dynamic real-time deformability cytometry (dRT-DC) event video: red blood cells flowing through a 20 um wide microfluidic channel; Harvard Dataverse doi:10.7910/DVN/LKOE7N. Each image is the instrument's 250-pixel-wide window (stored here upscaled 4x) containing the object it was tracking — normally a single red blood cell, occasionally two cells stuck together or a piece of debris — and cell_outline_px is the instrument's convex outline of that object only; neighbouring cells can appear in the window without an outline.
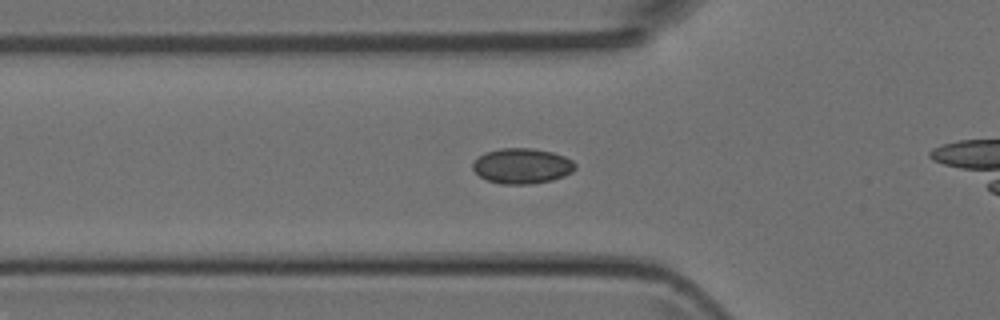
{"species": "Egyptian fruit bat (a non-hibernating species)", "species_latin": "Rousettus aegyptiacus", "temperature_condition": "room temperature", "stored_images_in_passage": 33, "camera_frame_rate_fps": 3000, "um_per_image_px": 0.085, "animal": {"sex": "female"}, "frame": {"image": 1, "passage_image": 10, "time_ms": 3.0, "image_size_px": [1000, 320], "cell_outline_px": [[576, 168], [572, 172], [564, 176], [552, 180], [532, 184], [500, 184], [488, 180], [480, 176], [472, 168], [472, 164], [484, 152], [500, 148], [532, 148], [552, 152], [564, 156], [572, 160], [576, 164]], "centroid_in_image_um": [44.39, 14.1], "position_along_channel_um": 81.4, "area_um2": 21.15}}
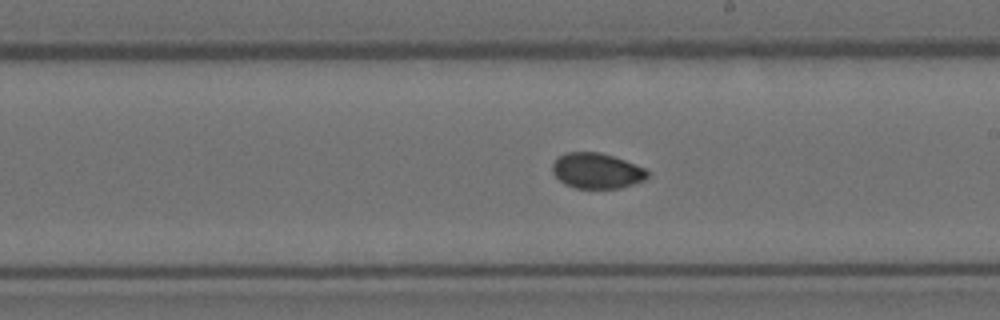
{"frame": {"image": 2, "passage_image": 21, "time_ms": 6.667, "image_size_px": [1000, 320], "cell_outline_px": [[648, 176], [644, 180], [620, 188], [576, 188], [564, 184], [552, 172], [552, 164], [556, 156], [564, 152], [600, 152], [624, 160], [644, 168], [648, 172]], "centroid_in_image_um": [50.67, 14.51], "position_along_channel_um": 238.3, "area_um2": 19.65}}
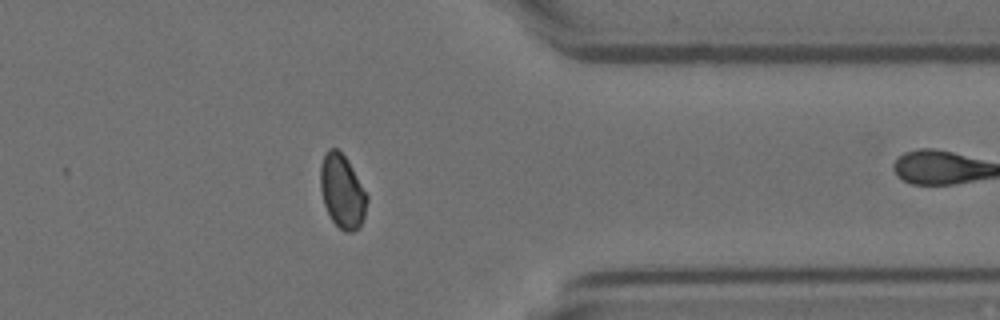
{"frame": {"image": 3, "passage_image": 32, "time_ms": 10.333, "image_size_px": [1000, 320], "cell_outline_px": [[368, 200], [364, 216], [360, 228], [352, 232], [344, 232], [332, 220], [324, 204], [320, 188], [320, 168], [324, 152], [328, 148], [336, 148], [344, 156], [352, 168], [368, 196]], "centroid_in_image_um": [29.08, 16.28], "position_along_channel_um": 382.3, "area_um2": 19.94}}